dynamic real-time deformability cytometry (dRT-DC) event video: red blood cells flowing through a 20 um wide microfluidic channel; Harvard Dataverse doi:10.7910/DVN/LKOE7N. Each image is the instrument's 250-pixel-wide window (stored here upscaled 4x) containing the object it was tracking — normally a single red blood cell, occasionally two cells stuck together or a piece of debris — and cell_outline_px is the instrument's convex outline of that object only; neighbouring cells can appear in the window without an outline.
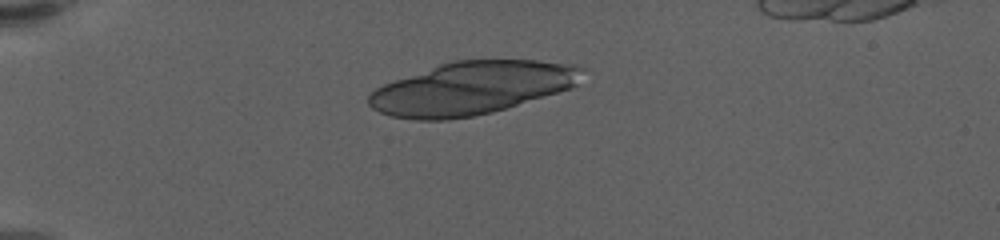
{"species": "human", "species_latin": "Homo sapiens", "temperature_condition": "warm", "stored_images_in_passage": 2, "camera_frame_rate_fps": 3000, "um_per_image_px": 0.085, "donor": {"sex": "female"}, "frame": {"image": 1, "passage_image": 1, "time_ms": 0.0, "image_size_px": [1000, 240], "cell_outline_px": [[584, 68], [576, 84], [572, 88], [492, 112], [472, 116], [448, 120], [416, 120], [392, 116], [380, 112], [372, 108], [368, 104], [368, 96], [376, 88], [384, 84], [440, 64], [456, 60], [536, 60], [576, 64]], "centroid_in_image_um": [40.11, 7.49], "position_along_channel_um": 44.9, "area_um2": 65.31}}